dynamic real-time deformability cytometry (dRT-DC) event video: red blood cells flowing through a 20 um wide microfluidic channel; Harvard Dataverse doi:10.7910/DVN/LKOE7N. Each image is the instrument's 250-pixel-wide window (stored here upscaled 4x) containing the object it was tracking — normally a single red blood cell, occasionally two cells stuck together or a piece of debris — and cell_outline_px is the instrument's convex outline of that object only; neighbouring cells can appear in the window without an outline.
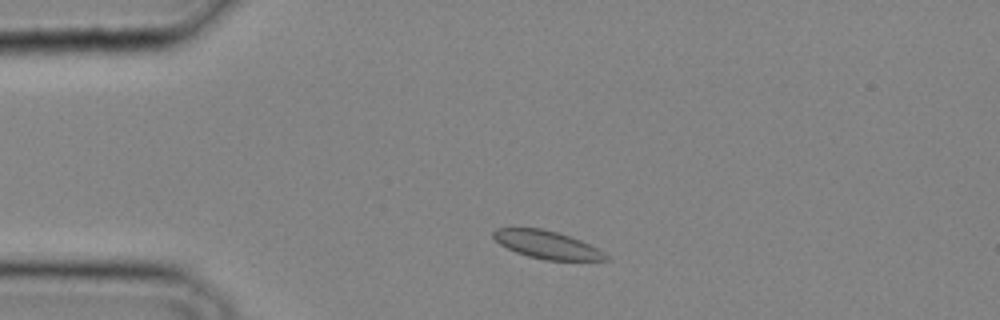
{"species": "common noctule bat (a hibernating species)", "species_latin": "Nyctalus noctula", "temperature_condition": "cold", "stored_images_in_passage": 31, "camera_frame_rate_fps": 3000, "um_per_image_px": 0.085, "animal": {"sex": "male", "body_mass_g": 20.4}, "frame": {"image": 1, "passage_image": 4, "time_ms": 1.0, "image_size_px": [1000, 320], "cell_outline_px": [[612, 260], [548, 260], [528, 256], [516, 252], [500, 244], [492, 236], [492, 232], [496, 228], [540, 228], [556, 232], [580, 240], [604, 252]], "centroid_in_image_um": [46.48, 20.8], "position_along_channel_um": 38.5, "area_um2": 17.98}}
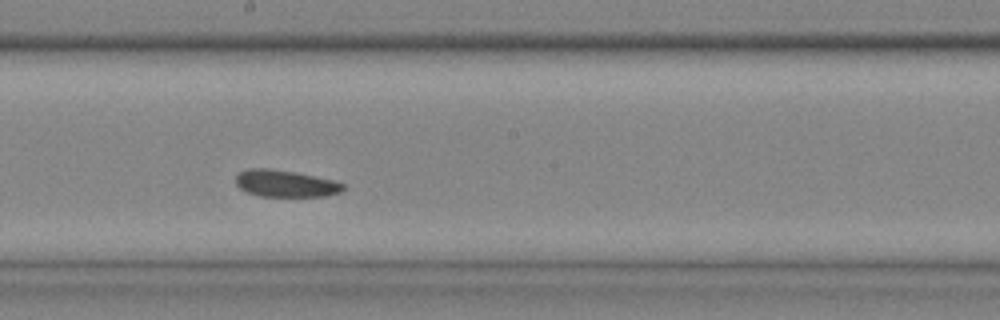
{"frame": {"image": 2, "passage_image": 16, "time_ms": 5.0, "image_size_px": [1000, 320], "cell_outline_px": [[344, 188], [340, 192], [324, 196], [260, 196], [248, 192], [240, 188], [236, 184], [236, 176], [240, 172], [248, 168], [268, 168], [296, 172], [332, 180], [344, 184]], "centroid_in_image_um": [24.24, 15.59], "position_along_channel_um": 224.0, "area_um2": 16.65}}
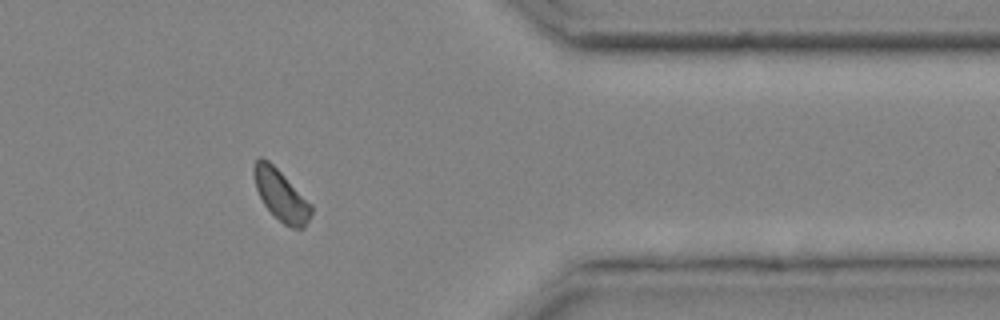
{"frame": {"image": 3, "passage_image": 26, "time_ms": 8.333, "image_size_px": [1000, 320], "cell_outline_px": [[312, 216], [304, 228], [292, 228], [284, 224], [264, 204], [256, 188], [252, 172], [252, 168], [256, 160], [260, 156], [268, 160], [312, 204]], "centroid_in_image_um": [23.89, 16.59], "position_along_channel_um": 387.5, "area_um2": 16.82}}